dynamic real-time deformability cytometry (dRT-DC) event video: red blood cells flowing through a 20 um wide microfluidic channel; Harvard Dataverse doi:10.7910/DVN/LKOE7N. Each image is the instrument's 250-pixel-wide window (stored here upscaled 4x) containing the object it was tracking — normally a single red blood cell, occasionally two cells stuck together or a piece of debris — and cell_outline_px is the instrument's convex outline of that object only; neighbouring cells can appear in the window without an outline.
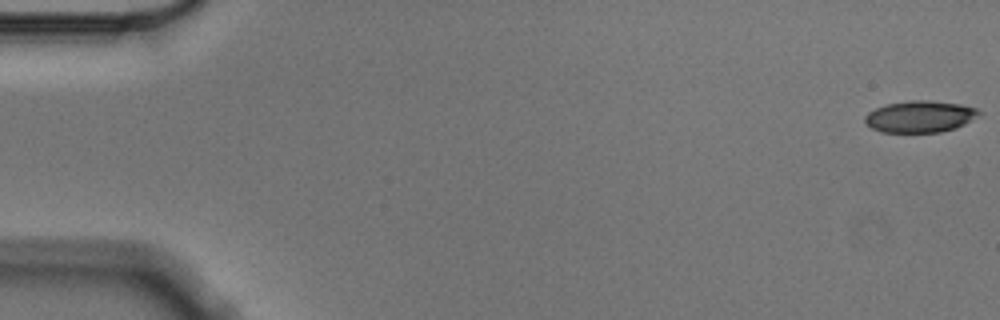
{"species": "Egyptian fruit bat (a non-hibernating species)", "species_latin": "Rousettus aegyptiacus", "temperature_condition": "cold", "stored_images_in_passage": 11, "camera_frame_rate_fps": 3000, "um_per_image_px": 0.085, "animal": {"sex": "male"}, "frame": {"image": 1, "passage_image": 1, "time_ms": 0.0, "image_size_px": [1000, 320], "cell_outline_px": [[980, 112], [964, 124], [956, 128], [940, 132], [880, 132], [872, 128], [864, 120], [864, 116], [868, 112], [876, 108], [888, 104], [908, 100], [928, 100], [960, 104], [976, 108]], "centroid_in_image_um": [78.16, 9.9], "position_along_channel_um": 6.8, "area_um2": 20.81}}